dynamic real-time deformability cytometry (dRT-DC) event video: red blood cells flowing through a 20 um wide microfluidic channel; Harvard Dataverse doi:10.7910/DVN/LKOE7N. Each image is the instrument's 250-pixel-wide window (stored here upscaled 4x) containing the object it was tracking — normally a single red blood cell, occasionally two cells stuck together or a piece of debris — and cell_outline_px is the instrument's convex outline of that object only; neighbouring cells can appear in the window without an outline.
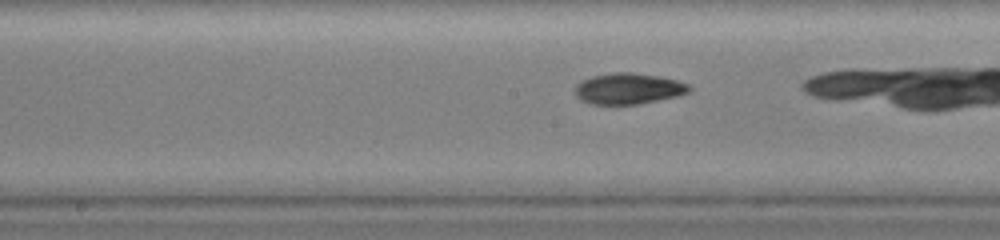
{"species": "common noctule bat (a hibernating species)", "species_latin": "Nyctalus noctula", "temperature_condition": "warm", "stored_images_in_passage": 29, "camera_frame_rate_fps": 3000, "um_per_image_px": 0.085, "animal": {"sex": "female", "body_mass_g": 19.0, "forearm_length_mm": 51.5}, "frame": {"image": 1, "passage_image": 22, "time_ms": 7.0, "image_size_px": [1000, 240], "cell_outline_px": [[692, 88], [688, 92], [676, 96], [640, 104], [592, 104], [580, 100], [576, 96], [576, 84], [592, 76], [612, 72], [632, 72], [656, 76], [676, 80], [688, 84]], "centroid_in_image_um": [53.4, 7.53], "position_along_channel_um": 194.8, "area_um2": 20.46}}
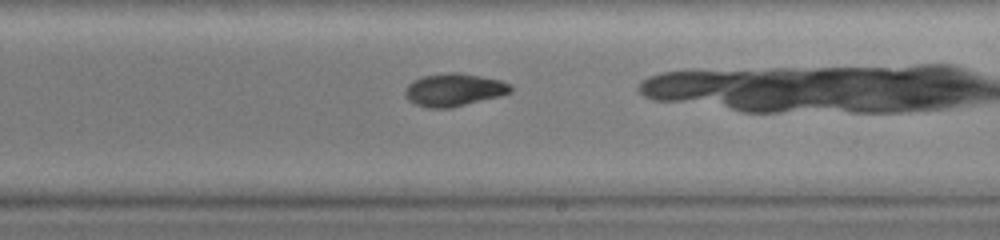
{"frame": {"image": 2, "passage_image": 27, "time_ms": 8.667, "image_size_px": [1000, 240], "cell_outline_px": [[512, 92], [500, 96], [452, 108], [428, 108], [416, 104], [408, 100], [404, 96], [404, 92], [408, 84], [412, 80], [424, 76], [444, 72], [460, 72], [500, 80], [508, 84], [512, 88]], "centroid_in_image_um": [38.56, 7.63], "position_along_channel_um": 250.4, "area_um2": 20.29}}